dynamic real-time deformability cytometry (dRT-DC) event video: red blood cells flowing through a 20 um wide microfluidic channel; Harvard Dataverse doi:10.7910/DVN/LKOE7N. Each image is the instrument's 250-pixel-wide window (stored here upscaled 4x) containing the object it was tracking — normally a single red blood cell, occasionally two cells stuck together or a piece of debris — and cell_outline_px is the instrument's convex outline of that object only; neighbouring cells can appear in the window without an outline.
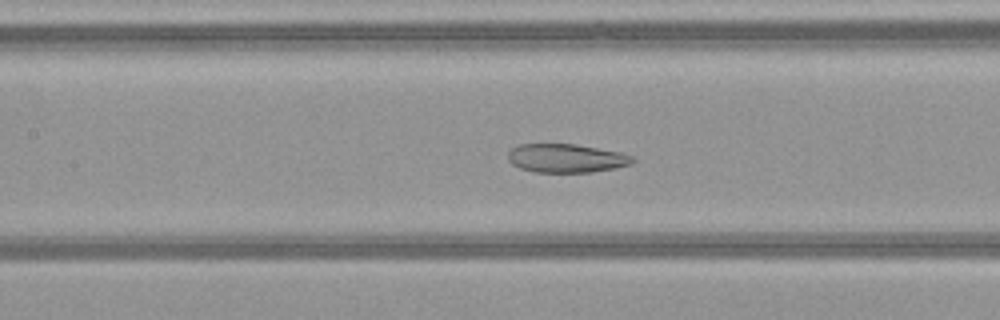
{"species": "common noctule bat (a hibernating species)", "species_latin": "Nyctalus noctula", "temperature_condition": "warm", "stored_images_in_passage": 52, "camera_frame_rate_fps": 3000, "um_per_image_px": 0.085, "animal": {"sex": "female", "body_mass_g": 21.9}, "frame": {"image": 1, "passage_image": 24, "time_ms": 7.667, "image_size_px": [1000, 320], "cell_outline_px": [[636, 160], [632, 164], [616, 168], [592, 172], [536, 172], [520, 168], [512, 164], [508, 160], [508, 152], [512, 148], [520, 144], [576, 144], [620, 152], [632, 156]], "centroid_in_image_um": [48.15, 13.45], "position_along_channel_um": 159.3, "area_um2": 20.87}}
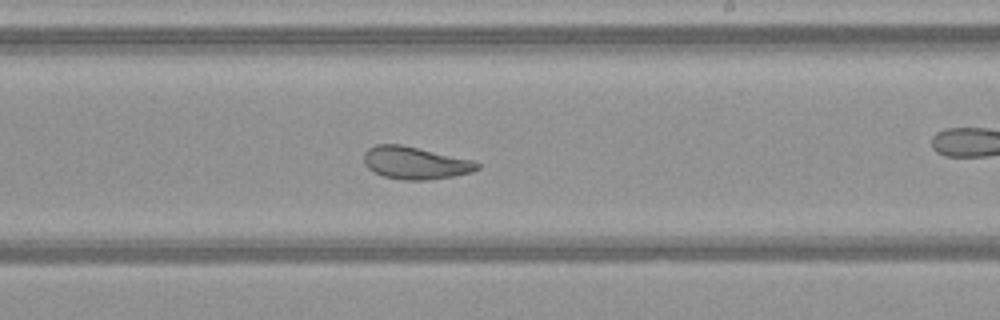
{"frame": {"image": 2, "passage_image": 31, "time_ms": 10.0, "image_size_px": [1000, 320], "cell_outline_px": [[480, 168], [472, 172], [452, 176], [428, 180], [404, 180], [384, 176], [368, 168], [364, 164], [364, 152], [368, 148], [376, 144], [400, 144], [472, 160], [480, 164]], "centroid_in_image_um": [35.28, 13.84], "position_along_channel_um": 253.7, "area_um2": 21.27}}
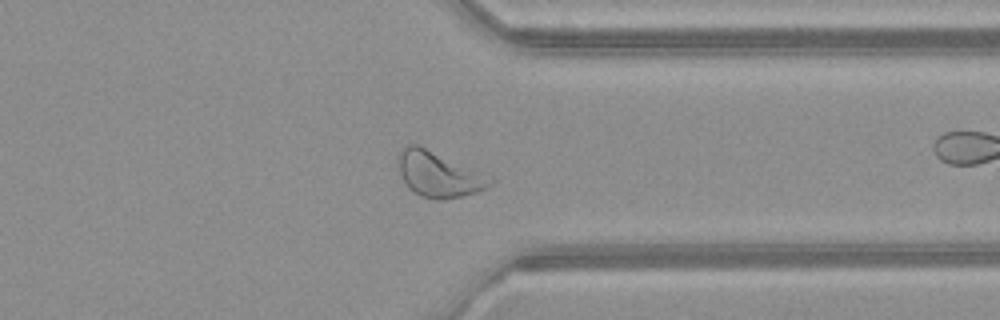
{"frame": {"image": 3, "passage_image": 40, "time_ms": 13.0, "image_size_px": [1000, 320], "cell_outline_px": [[496, 180], [488, 188], [464, 196], [436, 200], [420, 196], [408, 188], [400, 172], [396, 156], [400, 148], [408, 144], [420, 144], [496, 176]], "centroid_in_image_um": [37.36, 14.77], "position_along_channel_um": 374.0, "area_um2": 25.49}, "authors_computed_cell_mechanics": {"area_um2": 26.9637, "velocity_mm_per_s": 4.0651, "shape_relaxation_time_tau1_ms": null, "shape_relaxation_time_tau2_ms": 2.3236, "deformation_change_tau1": null, "deformation_change_tau2": 0.0971}}